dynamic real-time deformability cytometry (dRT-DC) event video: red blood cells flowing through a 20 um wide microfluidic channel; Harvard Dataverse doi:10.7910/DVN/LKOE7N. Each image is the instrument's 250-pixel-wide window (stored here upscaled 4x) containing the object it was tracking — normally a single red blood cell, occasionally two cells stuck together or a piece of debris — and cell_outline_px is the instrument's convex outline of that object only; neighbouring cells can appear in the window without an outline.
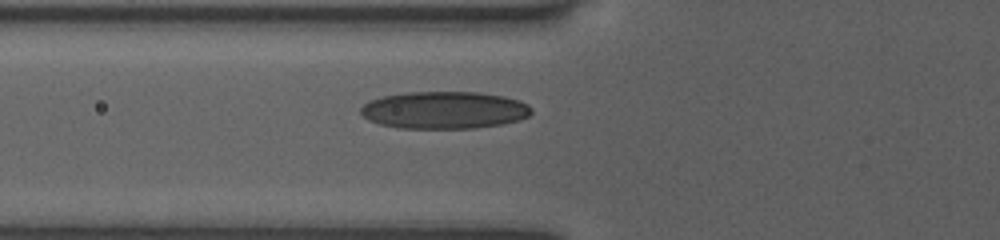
{"species": "human", "species_latin": "Homo sapiens", "temperature_condition": "room temperature", "stored_images_in_passage": 10, "camera_frame_rate_fps": 3000, "um_per_image_px": 0.085, "donor": {"sex": "female"}, "frame": {"image": 1, "passage_image": 5, "time_ms": 1.333, "image_size_px": [1000, 240], "cell_outline_px": [[532, 112], [528, 116], [516, 120], [500, 124], [476, 128], [400, 128], [380, 124], [368, 120], [360, 112], [360, 108], [368, 100], [384, 96], [408, 92], [476, 92], [504, 96], [520, 100], [528, 104], [532, 108]], "centroid_in_image_um": [37.75, 9.35], "position_along_channel_um": 88.0, "area_um2": 37.11}}
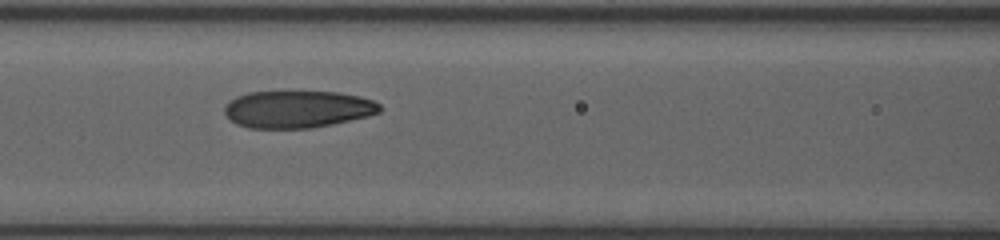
{"frame": {"image": 2, "passage_image": 7, "time_ms": 2.0, "image_size_px": [1000, 240], "cell_outline_px": [[380, 112], [368, 116], [332, 124], [312, 128], [248, 128], [236, 124], [224, 112], [224, 108], [236, 96], [248, 92], [340, 92], [360, 96], [372, 100], [380, 104]], "centroid_in_image_um": [25.31, 9.28], "position_along_channel_um": 141.3, "area_um2": 33.52}}
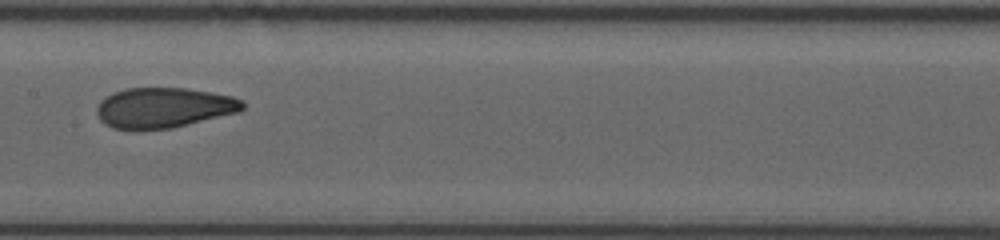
{"frame": {"image": 3, "passage_image": 9, "time_ms": 2.667, "image_size_px": [1000, 240], "cell_outline_px": [[244, 108], [240, 112], [172, 128], [136, 132], [112, 128], [104, 124], [100, 120], [96, 112], [96, 108], [100, 100], [104, 96], [112, 92], [124, 88], [188, 88], [232, 96], [244, 100]], "centroid_in_image_um": [13.87, 9.18], "position_along_channel_um": 193.5, "area_um2": 35.14}}